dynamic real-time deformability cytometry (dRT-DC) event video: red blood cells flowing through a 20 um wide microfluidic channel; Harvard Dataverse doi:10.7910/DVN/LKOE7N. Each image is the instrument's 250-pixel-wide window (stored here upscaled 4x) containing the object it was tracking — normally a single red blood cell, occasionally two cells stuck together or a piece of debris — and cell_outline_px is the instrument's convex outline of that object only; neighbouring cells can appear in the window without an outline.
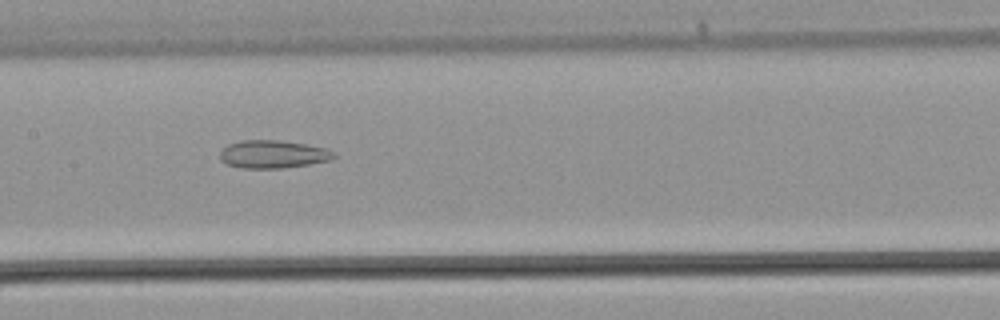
{"species": "common noctule bat (a hibernating species)", "species_latin": "Nyctalus noctula", "temperature_condition": "warm", "stored_images_in_passage": 36, "camera_frame_rate_fps": 3000, "um_per_image_px": 0.085, "animal": {"sex": "male", "body_mass_g": 21.5, "forearm_length_mm": 52.0}, "frame": {"image": 1, "passage_image": 19, "time_ms": 6.0, "image_size_px": [1000, 320], "cell_outline_px": [[336, 156], [332, 160], [284, 168], [240, 168], [228, 164], [220, 160], [220, 152], [228, 144], [240, 140], [280, 140], [328, 148], [336, 152]], "centroid_in_image_um": [23.23, 13.1], "position_along_channel_um": 184.2, "area_um2": 18.67}}
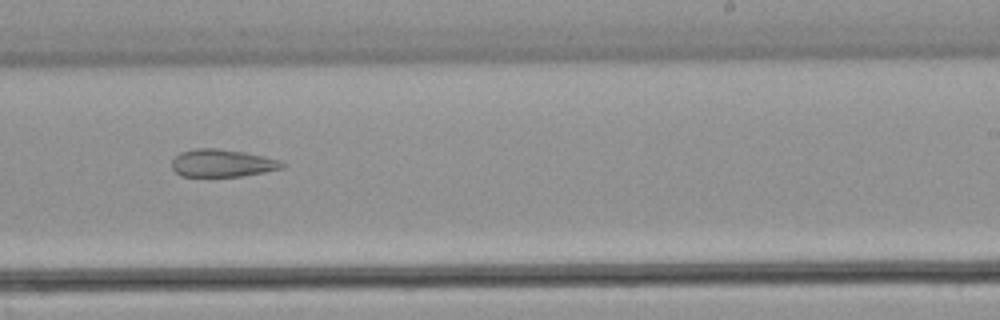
{"frame": {"image": 2, "passage_image": 24, "time_ms": 7.667, "image_size_px": [1000, 320], "cell_outline_px": [[284, 168], [264, 172], [240, 176], [180, 176], [172, 168], [172, 160], [180, 152], [192, 148], [216, 148], [244, 152], [264, 156], [280, 160], [284, 164]], "centroid_in_image_um": [18.87, 13.86], "position_along_channel_um": 270.1, "area_um2": 17.74}}
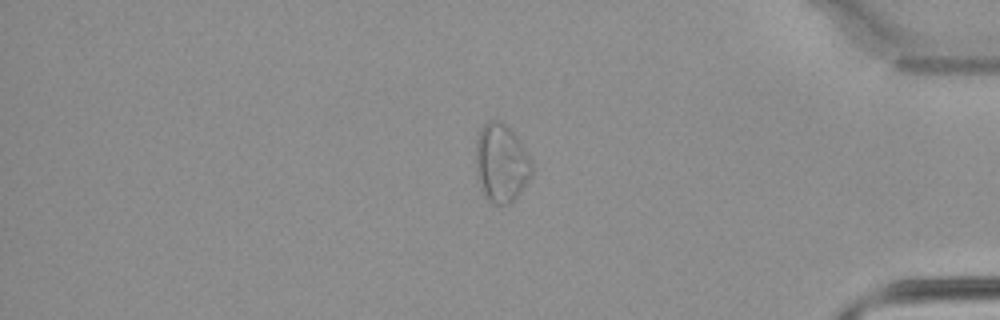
{"frame": {"image": 3, "passage_image": 33, "time_ms": 10.667, "image_size_px": [1000, 320], "cell_outline_px": [[536, 168], [532, 176], [524, 188], [508, 204], [496, 204], [488, 200], [476, 176], [476, 140], [480, 128], [488, 120], [500, 120], [516, 136], [532, 160]], "centroid_in_image_um": [42.63, 13.85], "position_along_channel_um": 392.6, "area_um2": 25.72}}